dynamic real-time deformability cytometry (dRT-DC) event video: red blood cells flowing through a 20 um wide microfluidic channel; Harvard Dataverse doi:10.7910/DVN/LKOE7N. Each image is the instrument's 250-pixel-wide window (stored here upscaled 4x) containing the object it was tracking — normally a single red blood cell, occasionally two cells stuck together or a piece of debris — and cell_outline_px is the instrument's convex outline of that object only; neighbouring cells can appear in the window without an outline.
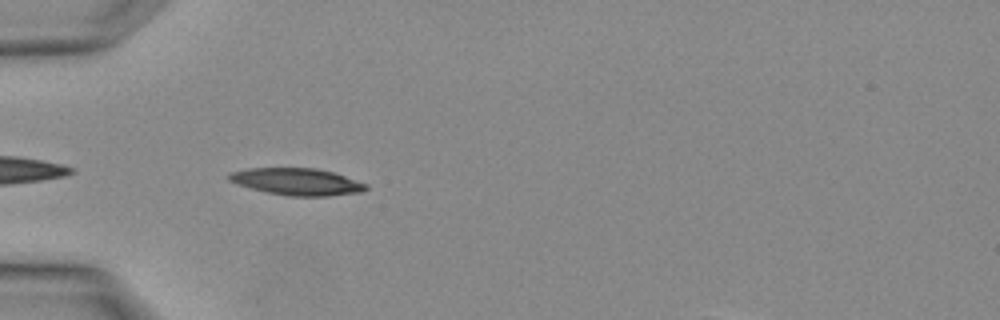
{"species": "Egyptian fruit bat (a non-hibernating species)", "species_latin": "Rousettus aegyptiacus", "temperature_condition": "warm", "stored_images_in_passage": 3, "camera_frame_rate_fps": 3000, "um_per_image_px": 0.085, "animal": {"sex": "female"}, "frame": {"image": 1, "passage_image": 3, "time_ms": 0.667, "image_size_px": [1000, 320], "cell_outline_px": [[368, 188], [360, 192], [328, 196], [288, 196], [264, 192], [236, 184], [228, 180], [228, 172], [248, 168], [316, 168], [332, 172], [368, 184]], "centroid_in_image_um": [25.19, 15.44], "position_along_channel_um": 59.8, "area_um2": 21.62}}